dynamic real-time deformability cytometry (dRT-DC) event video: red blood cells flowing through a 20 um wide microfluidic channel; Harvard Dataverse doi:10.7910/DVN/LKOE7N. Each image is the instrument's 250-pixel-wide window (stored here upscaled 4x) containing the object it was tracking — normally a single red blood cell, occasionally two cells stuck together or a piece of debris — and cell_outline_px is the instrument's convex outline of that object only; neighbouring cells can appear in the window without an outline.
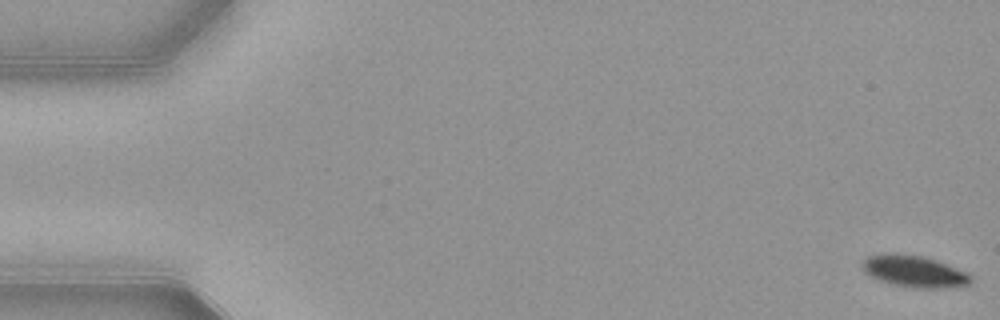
{"species": "common noctule bat (a hibernating species)", "species_latin": "Nyctalus noctula", "temperature_condition": "warm", "stored_images_in_passage": 31, "camera_frame_rate_fps": 3000, "um_per_image_px": 0.085, "animal": {"sex": "female", "body_mass_g": 21.9}, "frame": {"image": 1, "passage_image": 1, "time_ms": 0.0, "image_size_px": [1000, 320], "cell_outline_px": [[972, 280], [968, 284], [948, 288], [912, 288], [892, 284], [868, 276], [860, 268], [860, 264], [868, 256], [880, 252], [896, 252], [920, 256], [936, 260], [968, 272], [972, 276]], "centroid_in_image_um": [77.65, 23.05], "position_along_channel_um": 7.3, "area_um2": 20.52}}
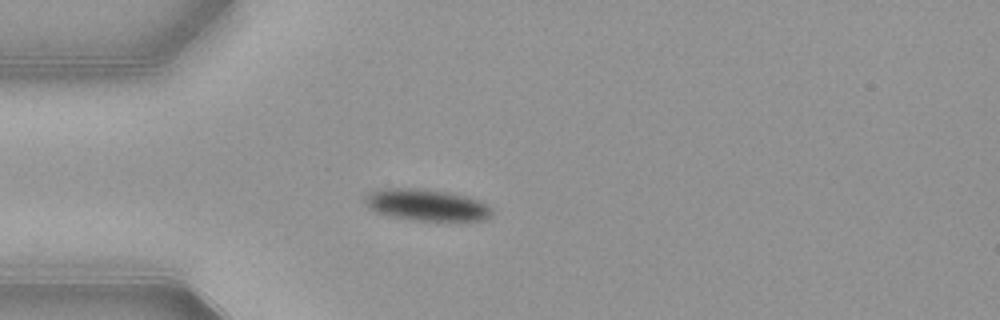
{"frame": {"image": 2, "passage_image": 15, "time_ms": 4.667, "image_size_px": [1000, 320], "cell_outline_px": [[492, 216], [484, 220], [412, 220], [392, 216], [376, 212], [368, 208], [364, 204], [364, 196], [368, 192], [380, 188], [424, 188], [448, 192], [468, 196], [480, 200], [492, 208]], "centroid_in_image_um": [36.23, 17.4], "position_along_channel_um": 48.8, "area_um2": 23.7}}
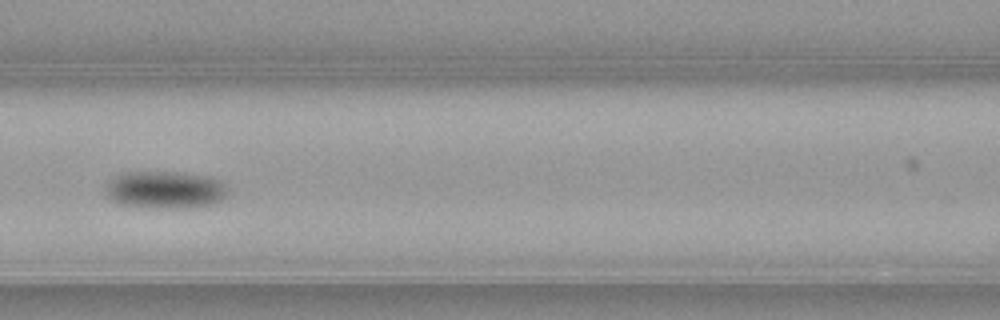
{"frame": {"image": 3, "passage_image": 24, "time_ms": 7.667, "image_size_px": [1000, 320], "cell_outline_px": [[228, 192], [220, 200], [212, 204], [176, 208], [156, 208], [120, 204], [112, 200], [104, 192], [104, 184], [108, 180], [124, 172], [176, 172], [212, 176], [220, 180], [228, 188]], "centroid_in_image_um": [14.0, 16.11], "position_along_channel_um": 152.6, "area_um2": 26.82}}